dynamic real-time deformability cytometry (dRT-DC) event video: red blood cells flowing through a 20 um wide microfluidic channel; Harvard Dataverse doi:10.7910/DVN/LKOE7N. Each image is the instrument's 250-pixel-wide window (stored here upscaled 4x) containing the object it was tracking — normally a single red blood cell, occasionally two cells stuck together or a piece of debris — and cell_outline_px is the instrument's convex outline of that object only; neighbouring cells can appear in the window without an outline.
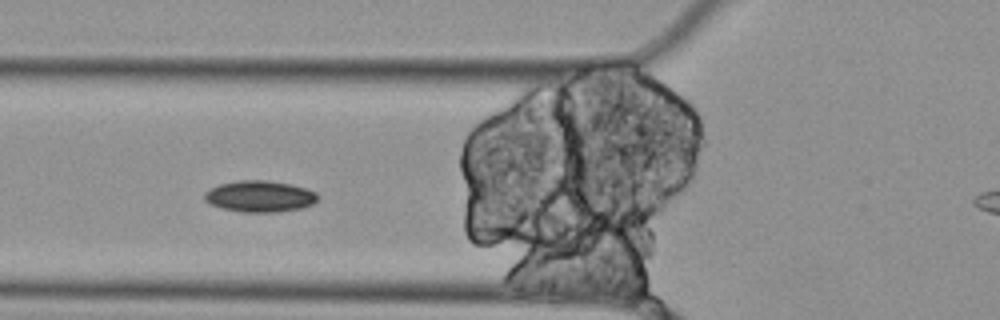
{"species": "Egyptian fruit bat (a non-hibernating species)", "species_latin": "Rousettus aegyptiacus", "temperature_condition": "cold", "stored_images_in_passage": 8, "camera_frame_rate_fps": 3000, "um_per_image_px": 0.085, "animal": {"sex": "female"}, "frame": {"image": 1, "passage_image": 5, "time_ms": 1.333, "image_size_px": [1000, 320], "cell_outline_px": [[320, 196], [312, 204], [300, 208], [276, 212], [240, 212], [208, 204], [204, 200], [204, 192], [220, 184], [240, 180], [264, 180], [288, 184], [304, 188], [316, 192]], "centroid_in_image_um": [22.05, 16.69], "position_along_channel_um": 103.7, "area_um2": 20.52}}
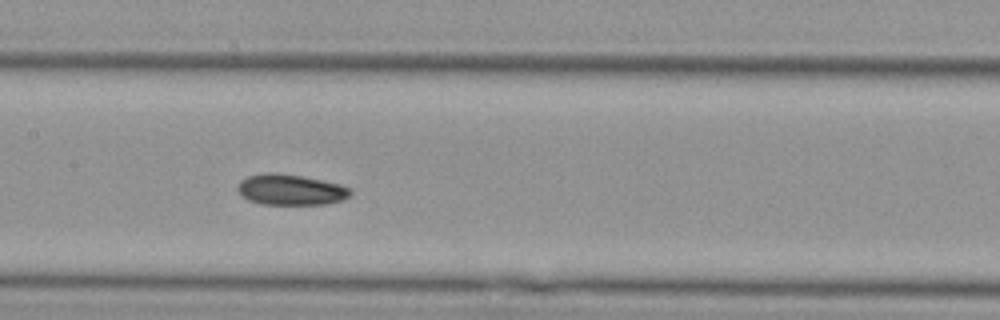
{"frame": {"image": 2, "passage_image": 7, "time_ms": 2.0, "image_size_px": [1000, 320], "cell_outline_px": [[352, 192], [344, 200], [324, 204], [260, 204], [248, 200], [236, 188], [240, 180], [248, 176], [264, 172], [276, 172], [304, 176], [340, 184], [352, 188]], "centroid_in_image_um": [24.71, 16.11], "position_along_channel_um": 182.7, "area_um2": 20.4}}
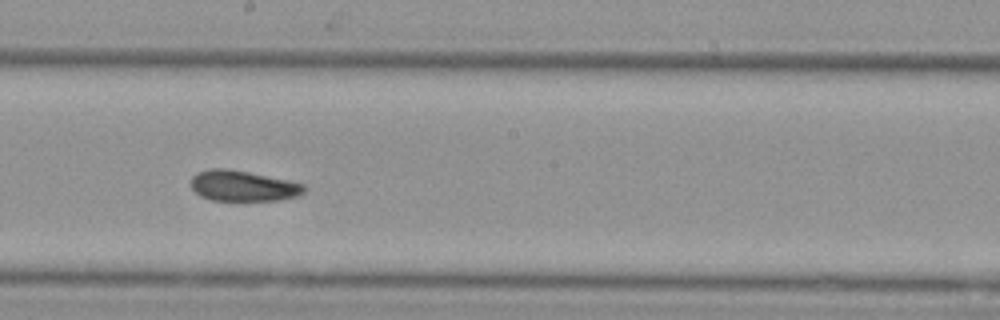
{"frame": {"image": 3, "passage_image": 8, "time_ms": 2.333, "image_size_px": [1000, 320], "cell_outline_px": [[304, 192], [296, 196], [276, 200], [212, 200], [200, 196], [192, 188], [192, 176], [196, 172], [208, 168], [228, 168], [288, 180], [304, 184]], "centroid_in_image_um": [20.61, 15.78], "position_along_channel_um": 227.6, "area_um2": 20.06}}